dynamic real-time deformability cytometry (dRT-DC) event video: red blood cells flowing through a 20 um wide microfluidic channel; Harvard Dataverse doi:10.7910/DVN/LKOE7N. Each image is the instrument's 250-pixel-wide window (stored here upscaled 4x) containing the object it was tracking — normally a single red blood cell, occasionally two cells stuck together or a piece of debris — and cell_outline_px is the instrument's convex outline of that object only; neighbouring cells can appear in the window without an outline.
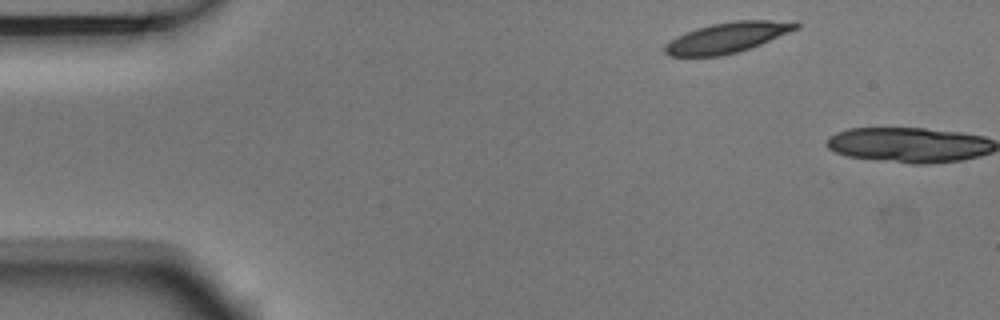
{"species": "Egyptian fruit bat (a non-hibernating species)", "species_latin": "Rousettus aegyptiacus", "temperature_condition": "room temperature", "stored_images_in_passage": 2, "camera_frame_rate_fps": 3000, "um_per_image_px": 0.085, "animal": {"sex": "male"}, "frame": {"image": 1, "passage_image": 1, "time_ms": 0.0, "image_size_px": [1000, 320], "cell_outline_px": [[800, 28], [760, 44], [736, 52], [720, 56], [668, 56], [664, 52], [664, 44], [676, 36], [696, 28], [712, 24], [736, 20], [796, 20], [800, 24]], "centroid_in_image_um": [61.84, 3.17], "position_along_channel_um": 23.2, "area_um2": 23.35}}